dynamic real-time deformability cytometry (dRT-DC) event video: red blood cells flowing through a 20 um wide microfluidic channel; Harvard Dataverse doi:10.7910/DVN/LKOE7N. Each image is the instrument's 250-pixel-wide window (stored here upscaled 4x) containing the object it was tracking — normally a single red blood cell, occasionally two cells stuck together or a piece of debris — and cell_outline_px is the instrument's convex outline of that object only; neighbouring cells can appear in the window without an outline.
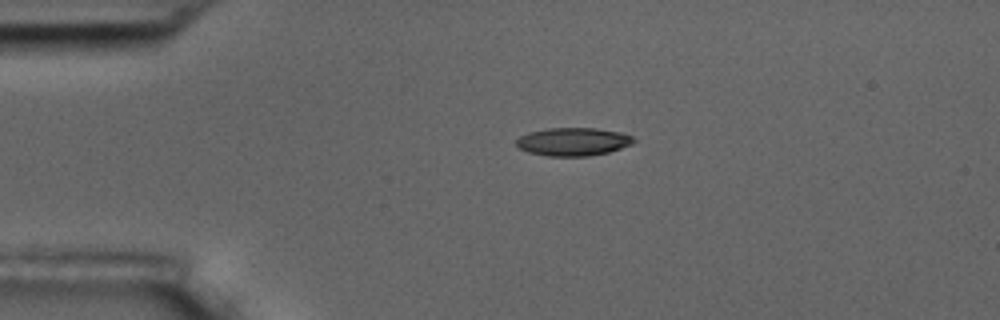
{"species": "common noctule bat (a hibernating species)", "species_latin": "Nyctalus noctula", "temperature_condition": "room temperature", "stored_images_in_passage": 2, "camera_frame_rate_fps": 3000, "um_per_image_px": 0.085, "animal": {"sex": "male", "body_mass_g": 17.5, "forearm_length_mm": 52.3}, "frame": {"image": 1, "passage_image": 1, "time_ms": 0.0, "image_size_px": [1000, 320], "cell_outline_px": [[636, 140], [632, 144], [608, 152], [588, 156], [548, 156], [528, 152], [516, 148], [516, 140], [520, 136], [528, 132], [548, 128], [596, 128], [620, 132], [632, 136]], "centroid_in_image_um": [48.68, 12.04], "position_along_channel_um": 36.3, "area_um2": 19.31}}